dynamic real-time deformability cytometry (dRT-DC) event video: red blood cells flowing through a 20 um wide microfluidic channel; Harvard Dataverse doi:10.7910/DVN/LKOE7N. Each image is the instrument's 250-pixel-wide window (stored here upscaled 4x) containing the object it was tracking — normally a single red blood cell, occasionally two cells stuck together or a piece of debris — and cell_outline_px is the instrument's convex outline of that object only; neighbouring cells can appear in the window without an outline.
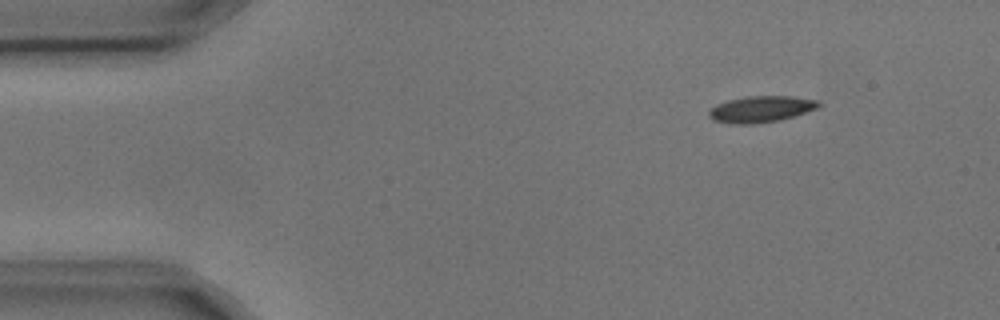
{"species": "common noctule bat (a hibernating species)", "species_latin": "Nyctalus noctula", "temperature_condition": "cold", "stored_images_in_passage": 5, "camera_frame_rate_fps": 3000, "um_per_image_px": 0.085, "animal": {"sex": "male", "body_mass_g": 17.9, "forearm_length_mm": 54.2}, "frame": {"image": 1, "passage_image": 1, "time_ms": 0.0, "image_size_px": [1000, 320], "cell_outline_px": [[824, 104], [820, 108], [780, 120], [752, 124], [732, 124], [712, 120], [708, 116], [708, 112], [716, 104], [728, 100], [748, 96], [792, 96], [820, 100]], "centroid_in_image_um": [64.74, 9.27], "position_along_channel_um": 20.3, "area_um2": 17.11}}
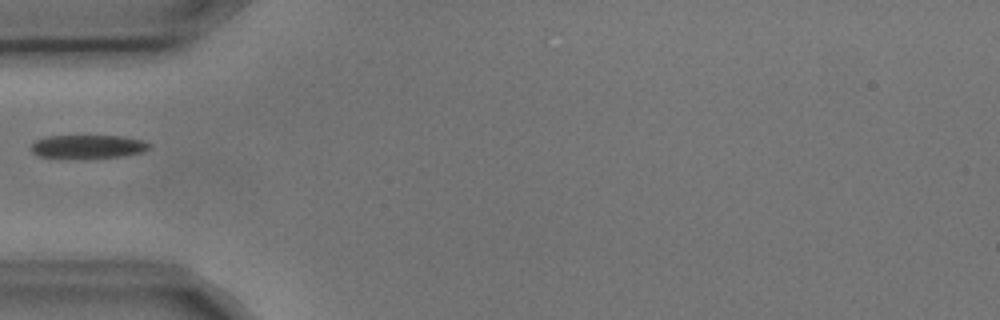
{"frame": {"image": 2, "passage_image": 4, "time_ms": 1.0, "image_size_px": [1000, 320], "cell_outline_px": [[152, 144], [144, 152], [124, 156], [36, 156], [32, 152], [32, 144], [36, 140], [48, 136], [124, 136], [144, 140]], "centroid_in_image_um": [7.55, 12.42], "position_along_channel_um": 77.5, "area_um2": 15.55}}